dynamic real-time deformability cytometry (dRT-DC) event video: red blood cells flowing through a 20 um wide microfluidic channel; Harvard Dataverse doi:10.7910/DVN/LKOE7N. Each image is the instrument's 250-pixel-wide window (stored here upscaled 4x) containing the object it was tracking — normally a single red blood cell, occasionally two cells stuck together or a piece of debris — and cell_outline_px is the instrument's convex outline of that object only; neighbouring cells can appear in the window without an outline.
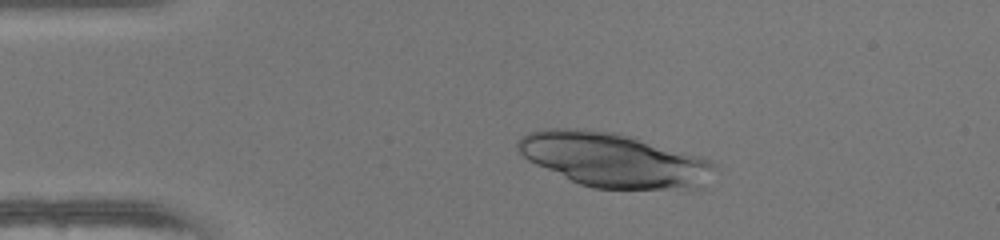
{"species": "human", "species_latin": "Homo sapiens", "temperature_condition": "warm", "stored_images_in_passage": 46, "camera_frame_rate_fps": 3000, "um_per_image_px": 0.085, "donor": {"sex": "female"}, "frame": {"image": 1, "passage_image": 8, "time_ms": 2.333, "image_size_px": [1000, 240], "cell_outline_px": [[716, 168], [704, 188], [692, 192], [592, 188], [580, 184], [536, 164], [528, 160], [516, 148], [516, 144], [528, 132], [548, 128], [576, 128], [616, 132], [636, 136], [700, 156], [708, 160]], "centroid_in_image_um": [52.3, 13.63], "position_along_channel_um": 32.7, "area_um2": 63.64}}